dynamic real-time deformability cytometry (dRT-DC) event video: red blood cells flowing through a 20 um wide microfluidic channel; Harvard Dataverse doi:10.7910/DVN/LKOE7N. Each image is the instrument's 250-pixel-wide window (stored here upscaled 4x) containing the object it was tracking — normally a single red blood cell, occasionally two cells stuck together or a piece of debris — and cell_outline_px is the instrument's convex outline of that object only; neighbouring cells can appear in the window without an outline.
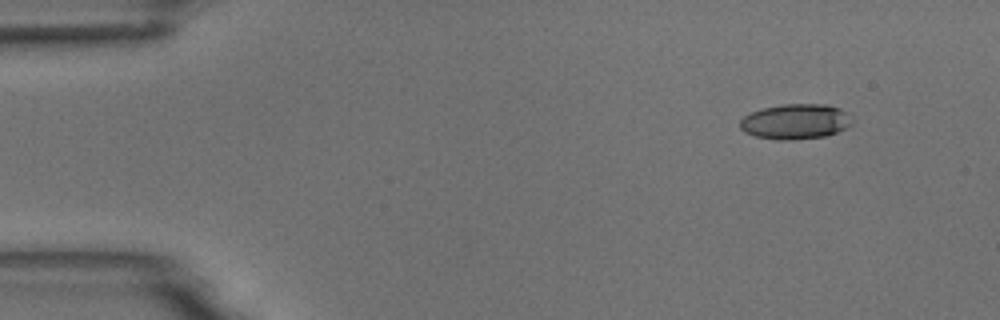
{"species": "common noctule bat (a hibernating species)", "species_latin": "Nyctalus noctula", "temperature_condition": "room temperature", "stored_images_in_passage": 4, "camera_frame_rate_fps": 3000, "um_per_image_px": 0.085, "animal": {"sex": "male", "body_mass_g": 18.8}, "frame": {"image": 1, "passage_image": 1, "time_ms": 0.0, "image_size_px": [1000, 320], "cell_outline_px": [[852, 124], [836, 132], [824, 136], [792, 140], [776, 140], [756, 136], [744, 132], [740, 128], [740, 120], [744, 116], [752, 112], [764, 108], [784, 104], [824, 104], [840, 108], [848, 112], [852, 120]], "centroid_in_image_um": [67.62, 10.33], "position_along_channel_um": 17.4, "area_um2": 22.95}}
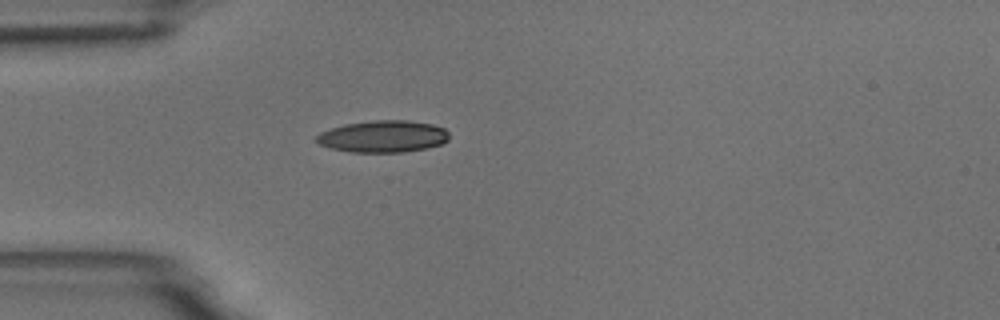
{"frame": {"image": 2, "passage_image": 4, "time_ms": 3.333, "image_size_px": [1000, 320], "cell_outline_px": [[448, 140], [440, 144], [428, 148], [404, 152], [352, 152], [332, 148], [320, 144], [316, 140], [316, 136], [320, 132], [344, 124], [372, 120], [408, 120], [432, 124], [444, 128], [448, 132]], "centroid_in_image_um": [32.58, 11.59], "position_along_channel_um": 52.4, "area_um2": 24.62}}